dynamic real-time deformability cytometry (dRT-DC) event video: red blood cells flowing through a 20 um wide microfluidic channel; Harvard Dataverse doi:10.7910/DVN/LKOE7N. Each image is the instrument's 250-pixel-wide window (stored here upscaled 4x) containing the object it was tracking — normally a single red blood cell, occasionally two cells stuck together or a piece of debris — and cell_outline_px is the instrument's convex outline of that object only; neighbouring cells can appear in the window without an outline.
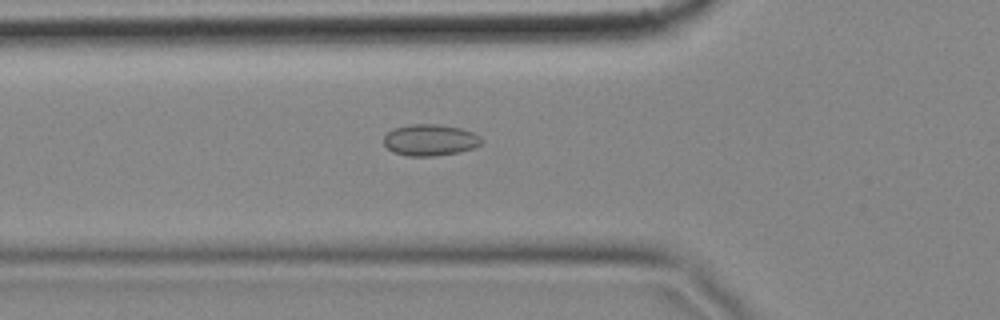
{"species": "common noctule bat (a hibernating species)", "species_latin": "Nyctalus noctula", "temperature_condition": "cold", "stored_images_in_passage": 48, "camera_frame_rate_fps": 3000, "um_per_image_px": 0.085, "animal": {"sex": "female", "body_mass_g": 18.4}, "frame": {"image": 1, "passage_image": 17, "time_ms": 5.333, "image_size_px": [1000, 320], "cell_outline_px": [[484, 140], [480, 144], [472, 148], [460, 152], [432, 156], [408, 156], [392, 152], [384, 144], [384, 136], [392, 128], [408, 124], [440, 124], [460, 128], [472, 132], [480, 136]], "centroid_in_image_um": [36.54, 11.89], "position_along_channel_um": 89.3, "area_um2": 18.03}}
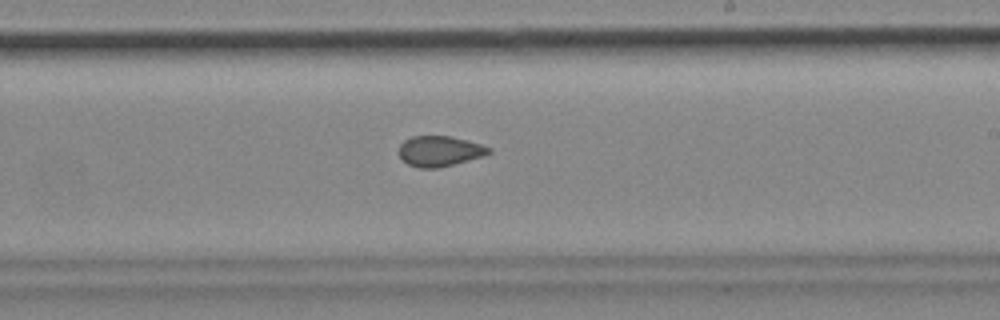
{"frame": {"image": 2, "passage_image": 31, "time_ms": 10.0, "image_size_px": [1000, 320], "cell_outline_px": [[492, 152], [484, 156], [440, 168], [420, 168], [408, 164], [400, 160], [400, 144], [404, 140], [412, 136], [448, 136], [468, 140], [492, 148]], "centroid_in_image_um": [37.38, 12.85], "position_along_channel_um": 251.6, "area_um2": 16.07}}
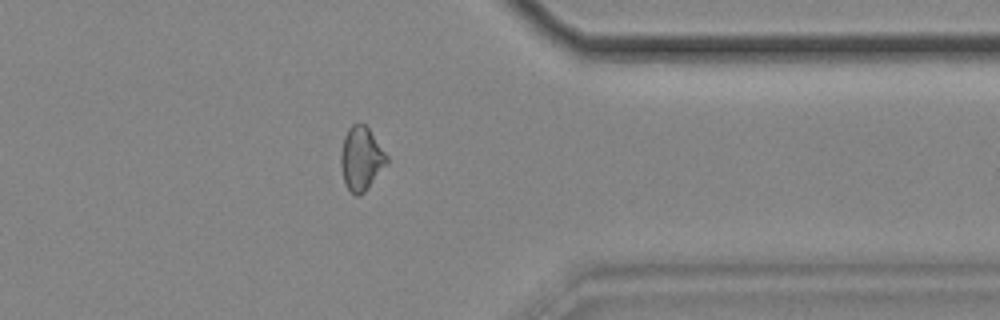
{"frame": {"image": 3, "passage_image": 43, "time_ms": 14.0, "image_size_px": [1000, 320], "cell_outline_px": [[388, 160], [368, 188], [360, 196], [356, 196], [344, 184], [340, 164], [340, 152], [344, 136], [348, 128], [352, 124], [364, 124], [368, 128], [388, 156]], "centroid_in_image_um": [30.67, 13.48], "position_along_channel_um": 380.7, "area_um2": 16.88}}